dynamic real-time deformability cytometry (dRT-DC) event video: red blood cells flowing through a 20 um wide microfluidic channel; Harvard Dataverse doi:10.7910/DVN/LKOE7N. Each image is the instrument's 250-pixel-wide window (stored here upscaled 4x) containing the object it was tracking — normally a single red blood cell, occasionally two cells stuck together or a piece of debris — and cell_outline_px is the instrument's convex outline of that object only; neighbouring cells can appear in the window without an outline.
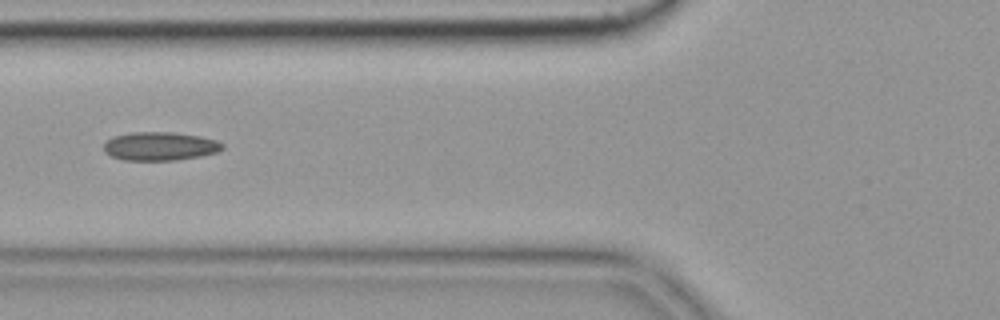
{"species": "common noctule bat (a hibernating species)", "species_latin": "Nyctalus noctula", "temperature_condition": "cold", "stored_images_in_passage": 41, "camera_frame_rate_fps": 3000, "um_per_image_px": 0.085, "animal": {"sex": "female", "body_mass_g": 19.9}, "frame": {"image": 1, "passage_image": 7, "time_ms": 2.0, "image_size_px": [1000, 320], "cell_outline_px": [[224, 148], [216, 152], [200, 156], [176, 160], [124, 160], [112, 156], [104, 152], [104, 144], [112, 136], [132, 132], [172, 132], [200, 136], [216, 140], [224, 144]], "centroid_in_image_um": [13.59, 12.42], "position_along_channel_um": 112.2, "area_um2": 19.71}, "authors_computed_cell_mechanics": {"area_um2": 18.8428, "velocity_mm_per_s": 3.6468, "shape_relaxation_time_tau1_ms": null, "shape_relaxation_time_tau2_ms": 10.3023, "deformation_change_tau1": null, "deformation_change_tau2": 0.1989}}